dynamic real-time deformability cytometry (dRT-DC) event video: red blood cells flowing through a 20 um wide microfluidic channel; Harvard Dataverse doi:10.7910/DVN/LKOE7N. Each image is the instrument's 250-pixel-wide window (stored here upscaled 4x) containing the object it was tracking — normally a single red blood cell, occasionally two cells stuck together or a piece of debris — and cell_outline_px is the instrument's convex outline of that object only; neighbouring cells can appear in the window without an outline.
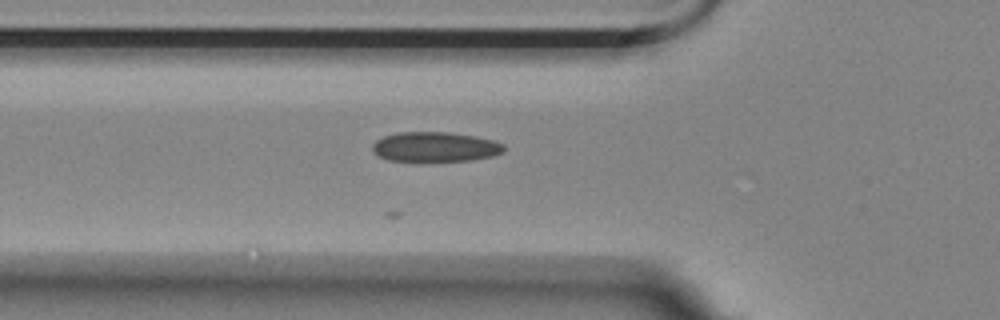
{"species": "Egyptian fruit bat (a non-hibernating species)", "species_latin": "Rousettus aegyptiacus", "temperature_condition": "room temperature", "stored_images_in_passage": 19, "camera_frame_rate_fps": 3000, "um_per_image_px": 0.085, "animal": {"sex": "female"}, "frame": {"image": 1, "passage_image": 6, "time_ms": 1.667, "image_size_px": [1000, 320], "cell_outline_px": [[504, 152], [492, 156], [472, 160], [388, 160], [376, 156], [372, 152], [372, 144], [376, 140], [384, 136], [396, 132], [448, 132], [476, 136], [492, 140], [504, 144]], "centroid_in_image_um": [36.96, 12.47], "position_along_channel_um": 88.8, "area_um2": 22.77}}
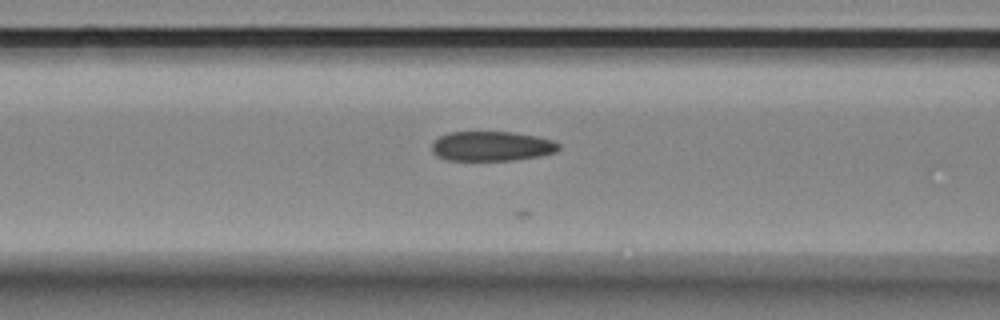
{"frame": {"image": 2, "passage_image": 9, "time_ms": 2.667, "image_size_px": [1000, 320], "cell_outline_px": [[560, 148], [556, 152], [540, 156], [512, 160], [448, 160], [436, 156], [432, 152], [432, 144], [440, 136], [448, 132], [512, 132], [536, 136], [552, 140], [560, 144]], "centroid_in_image_um": [41.8, 12.42], "position_along_channel_um": 124.8, "area_um2": 21.96}}
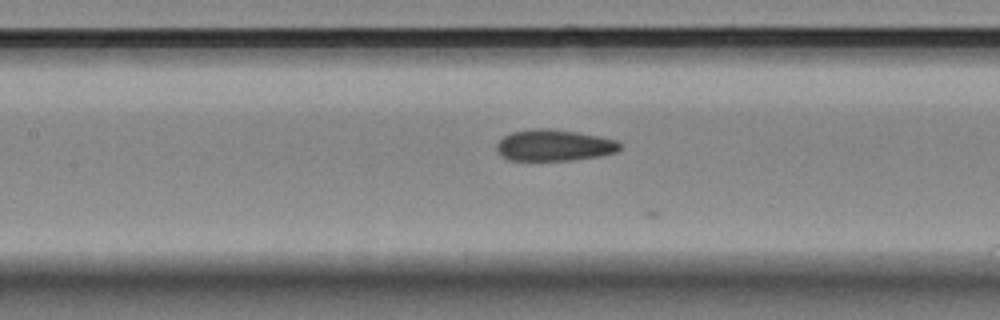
{"frame": {"image": 3, "passage_image": 12, "time_ms": 3.667, "image_size_px": [1000, 320], "cell_outline_px": [[620, 148], [616, 152], [600, 156], [572, 160], [508, 160], [500, 156], [496, 152], [496, 144], [504, 136], [512, 132], [532, 128], [548, 128], [576, 132], [600, 136], [616, 140], [620, 144]], "centroid_in_image_um": [47.06, 12.35], "position_along_channel_um": 160.3, "area_um2": 22.66}}